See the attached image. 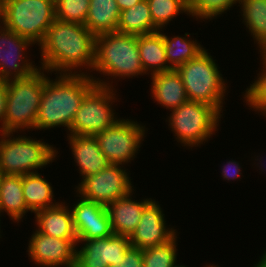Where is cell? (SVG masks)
Listing matches in <instances>:
<instances>
[{
	"label": "cell",
	"mask_w": 266,
	"mask_h": 267,
	"mask_svg": "<svg viewBox=\"0 0 266 267\" xmlns=\"http://www.w3.org/2000/svg\"><path fill=\"white\" fill-rule=\"evenodd\" d=\"M67 138L82 179L100 172L110 164L100 150L95 136L68 135Z\"/></svg>",
	"instance_id": "cell-18"
},
{
	"label": "cell",
	"mask_w": 266,
	"mask_h": 267,
	"mask_svg": "<svg viewBox=\"0 0 266 267\" xmlns=\"http://www.w3.org/2000/svg\"><path fill=\"white\" fill-rule=\"evenodd\" d=\"M90 76L96 84L85 94L67 135L95 136L120 119L112 108V103L117 99L113 82H106L92 74Z\"/></svg>",
	"instance_id": "cell-7"
},
{
	"label": "cell",
	"mask_w": 266,
	"mask_h": 267,
	"mask_svg": "<svg viewBox=\"0 0 266 267\" xmlns=\"http://www.w3.org/2000/svg\"><path fill=\"white\" fill-rule=\"evenodd\" d=\"M222 176L225 180H239V177L241 176V166L239 165V162H236L235 160L228 161L226 166H222ZM232 170L231 172H229Z\"/></svg>",
	"instance_id": "cell-34"
},
{
	"label": "cell",
	"mask_w": 266,
	"mask_h": 267,
	"mask_svg": "<svg viewBox=\"0 0 266 267\" xmlns=\"http://www.w3.org/2000/svg\"><path fill=\"white\" fill-rule=\"evenodd\" d=\"M110 267H144L143 250L130 246L125 256Z\"/></svg>",
	"instance_id": "cell-33"
},
{
	"label": "cell",
	"mask_w": 266,
	"mask_h": 267,
	"mask_svg": "<svg viewBox=\"0 0 266 267\" xmlns=\"http://www.w3.org/2000/svg\"><path fill=\"white\" fill-rule=\"evenodd\" d=\"M4 174L2 173L1 169H0V185H1V180L3 178Z\"/></svg>",
	"instance_id": "cell-42"
},
{
	"label": "cell",
	"mask_w": 266,
	"mask_h": 267,
	"mask_svg": "<svg viewBox=\"0 0 266 267\" xmlns=\"http://www.w3.org/2000/svg\"><path fill=\"white\" fill-rule=\"evenodd\" d=\"M173 267H187V266H185V265H179V264L177 265L176 262H175L174 265H173Z\"/></svg>",
	"instance_id": "cell-40"
},
{
	"label": "cell",
	"mask_w": 266,
	"mask_h": 267,
	"mask_svg": "<svg viewBox=\"0 0 266 267\" xmlns=\"http://www.w3.org/2000/svg\"><path fill=\"white\" fill-rule=\"evenodd\" d=\"M72 207L73 225L78 240H93L114 234L105 205L81 197Z\"/></svg>",
	"instance_id": "cell-15"
},
{
	"label": "cell",
	"mask_w": 266,
	"mask_h": 267,
	"mask_svg": "<svg viewBox=\"0 0 266 267\" xmlns=\"http://www.w3.org/2000/svg\"><path fill=\"white\" fill-rule=\"evenodd\" d=\"M54 80L45 74L35 129L64 126L70 132V126L85 94L96 82L88 74H57Z\"/></svg>",
	"instance_id": "cell-2"
},
{
	"label": "cell",
	"mask_w": 266,
	"mask_h": 267,
	"mask_svg": "<svg viewBox=\"0 0 266 267\" xmlns=\"http://www.w3.org/2000/svg\"><path fill=\"white\" fill-rule=\"evenodd\" d=\"M31 45L33 43L28 38L19 36L3 25L0 27V79L26 78L40 69L25 55Z\"/></svg>",
	"instance_id": "cell-12"
},
{
	"label": "cell",
	"mask_w": 266,
	"mask_h": 267,
	"mask_svg": "<svg viewBox=\"0 0 266 267\" xmlns=\"http://www.w3.org/2000/svg\"><path fill=\"white\" fill-rule=\"evenodd\" d=\"M145 131V126L137 121L121 118L95 138L110 164L125 165L134 160L144 141Z\"/></svg>",
	"instance_id": "cell-10"
},
{
	"label": "cell",
	"mask_w": 266,
	"mask_h": 267,
	"mask_svg": "<svg viewBox=\"0 0 266 267\" xmlns=\"http://www.w3.org/2000/svg\"><path fill=\"white\" fill-rule=\"evenodd\" d=\"M263 69L257 74V78L250 84L249 88L245 90L244 99L254 111L261 112L266 117V63L262 62Z\"/></svg>",
	"instance_id": "cell-32"
},
{
	"label": "cell",
	"mask_w": 266,
	"mask_h": 267,
	"mask_svg": "<svg viewBox=\"0 0 266 267\" xmlns=\"http://www.w3.org/2000/svg\"><path fill=\"white\" fill-rule=\"evenodd\" d=\"M142 0H116L120 11L126 10L139 3Z\"/></svg>",
	"instance_id": "cell-36"
},
{
	"label": "cell",
	"mask_w": 266,
	"mask_h": 267,
	"mask_svg": "<svg viewBox=\"0 0 266 267\" xmlns=\"http://www.w3.org/2000/svg\"><path fill=\"white\" fill-rule=\"evenodd\" d=\"M90 0H55V19L85 24Z\"/></svg>",
	"instance_id": "cell-30"
},
{
	"label": "cell",
	"mask_w": 266,
	"mask_h": 267,
	"mask_svg": "<svg viewBox=\"0 0 266 267\" xmlns=\"http://www.w3.org/2000/svg\"><path fill=\"white\" fill-rule=\"evenodd\" d=\"M159 202L152 200L143 210L141 219L129 237L131 246L146 249L170 241L176 229L166 226L163 210Z\"/></svg>",
	"instance_id": "cell-16"
},
{
	"label": "cell",
	"mask_w": 266,
	"mask_h": 267,
	"mask_svg": "<svg viewBox=\"0 0 266 267\" xmlns=\"http://www.w3.org/2000/svg\"><path fill=\"white\" fill-rule=\"evenodd\" d=\"M166 120L182 146L197 147L215 134L222 114L213 106L198 101L183 103L172 109ZM207 140V141H206ZM197 145V146H196Z\"/></svg>",
	"instance_id": "cell-9"
},
{
	"label": "cell",
	"mask_w": 266,
	"mask_h": 267,
	"mask_svg": "<svg viewBox=\"0 0 266 267\" xmlns=\"http://www.w3.org/2000/svg\"><path fill=\"white\" fill-rule=\"evenodd\" d=\"M35 230L27 251L32 262L42 267H75L78 239L56 238Z\"/></svg>",
	"instance_id": "cell-13"
},
{
	"label": "cell",
	"mask_w": 266,
	"mask_h": 267,
	"mask_svg": "<svg viewBox=\"0 0 266 267\" xmlns=\"http://www.w3.org/2000/svg\"><path fill=\"white\" fill-rule=\"evenodd\" d=\"M22 187L27 208L34 214L59 203L54 204L53 188L38 172L22 175Z\"/></svg>",
	"instance_id": "cell-24"
},
{
	"label": "cell",
	"mask_w": 266,
	"mask_h": 267,
	"mask_svg": "<svg viewBox=\"0 0 266 267\" xmlns=\"http://www.w3.org/2000/svg\"><path fill=\"white\" fill-rule=\"evenodd\" d=\"M112 78L144 75L138 36L110 32L95 37V61L92 71Z\"/></svg>",
	"instance_id": "cell-3"
},
{
	"label": "cell",
	"mask_w": 266,
	"mask_h": 267,
	"mask_svg": "<svg viewBox=\"0 0 266 267\" xmlns=\"http://www.w3.org/2000/svg\"><path fill=\"white\" fill-rule=\"evenodd\" d=\"M254 267H264L261 263L258 262V264H254Z\"/></svg>",
	"instance_id": "cell-43"
},
{
	"label": "cell",
	"mask_w": 266,
	"mask_h": 267,
	"mask_svg": "<svg viewBox=\"0 0 266 267\" xmlns=\"http://www.w3.org/2000/svg\"><path fill=\"white\" fill-rule=\"evenodd\" d=\"M55 20L54 0L3 1V26L19 36L40 44Z\"/></svg>",
	"instance_id": "cell-8"
},
{
	"label": "cell",
	"mask_w": 266,
	"mask_h": 267,
	"mask_svg": "<svg viewBox=\"0 0 266 267\" xmlns=\"http://www.w3.org/2000/svg\"><path fill=\"white\" fill-rule=\"evenodd\" d=\"M260 160H261V158H260ZM260 160H259V164H260L261 161H262V160H261V161H260ZM264 163H265V161H264ZM264 163H263V164H264ZM263 164H262V163L260 164V166H262L261 169L263 168L262 171L264 170V167H265ZM265 170H266V169H265Z\"/></svg>",
	"instance_id": "cell-41"
},
{
	"label": "cell",
	"mask_w": 266,
	"mask_h": 267,
	"mask_svg": "<svg viewBox=\"0 0 266 267\" xmlns=\"http://www.w3.org/2000/svg\"><path fill=\"white\" fill-rule=\"evenodd\" d=\"M239 2L240 0H188L189 16L213 20Z\"/></svg>",
	"instance_id": "cell-31"
},
{
	"label": "cell",
	"mask_w": 266,
	"mask_h": 267,
	"mask_svg": "<svg viewBox=\"0 0 266 267\" xmlns=\"http://www.w3.org/2000/svg\"><path fill=\"white\" fill-rule=\"evenodd\" d=\"M132 195L133 191L106 206L115 235L130 237L138 226L144 208L152 201L151 198H146L137 202L131 200Z\"/></svg>",
	"instance_id": "cell-17"
},
{
	"label": "cell",
	"mask_w": 266,
	"mask_h": 267,
	"mask_svg": "<svg viewBox=\"0 0 266 267\" xmlns=\"http://www.w3.org/2000/svg\"><path fill=\"white\" fill-rule=\"evenodd\" d=\"M59 202L56 206L37 211V230L49 236L62 239H78L71 209L65 206V202Z\"/></svg>",
	"instance_id": "cell-19"
},
{
	"label": "cell",
	"mask_w": 266,
	"mask_h": 267,
	"mask_svg": "<svg viewBox=\"0 0 266 267\" xmlns=\"http://www.w3.org/2000/svg\"><path fill=\"white\" fill-rule=\"evenodd\" d=\"M260 51V56H262V62L266 63V43L264 45H262L259 49Z\"/></svg>",
	"instance_id": "cell-37"
},
{
	"label": "cell",
	"mask_w": 266,
	"mask_h": 267,
	"mask_svg": "<svg viewBox=\"0 0 266 267\" xmlns=\"http://www.w3.org/2000/svg\"><path fill=\"white\" fill-rule=\"evenodd\" d=\"M206 267H217V266H215V265H214V266H213V265H208V266H206ZM218 267H219V266H218Z\"/></svg>",
	"instance_id": "cell-44"
},
{
	"label": "cell",
	"mask_w": 266,
	"mask_h": 267,
	"mask_svg": "<svg viewBox=\"0 0 266 267\" xmlns=\"http://www.w3.org/2000/svg\"><path fill=\"white\" fill-rule=\"evenodd\" d=\"M38 46L41 50L40 69L56 72L54 74L90 75L87 70L82 72L81 67H84L92 72L95 36L82 24L55 19ZM76 69H80L79 72Z\"/></svg>",
	"instance_id": "cell-1"
},
{
	"label": "cell",
	"mask_w": 266,
	"mask_h": 267,
	"mask_svg": "<svg viewBox=\"0 0 266 267\" xmlns=\"http://www.w3.org/2000/svg\"><path fill=\"white\" fill-rule=\"evenodd\" d=\"M265 253L263 254V256H261L260 261H258L259 263H261L264 267H266V251H264Z\"/></svg>",
	"instance_id": "cell-39"
},
{
	"label": "cell",
	"mask_w": 266,
	"mask_h": 267,
	"mask_svg": "<svg viewBox=\"0 0 266 267\" xmlns=\"http://www.w3.org/2000/svg\"><path fill=\"white\" fill-rule=\"evenodd\" d=\"M147 3L153 24L158 30L164 29L179 13L189 15L188 0H147Z\"/></svg>",
	"instance_id": "cell-28"
},
{
	"label": "cell",
	"mask_w": 266,
	"mask_h": 267,
	"mask_svg": "<svg viewBox=\"0 0 266 267\" xmlns=\"http://www.w3.org/2000/svg\"><path fill=\"white\" fill-rule=\"evenodd\" d=\"M162 30L138 36V48L145 74L173 70L167 63ZM150 71V72H149Z\"/></svg>",
	"instance_id": "cell-21"
},
{
	"label": "cell",
	"mask_w": 266,
	"mask_h": 267,
	"mask_svg": "<svg viewBox=\"0 0 266 267\" xmlns=\"http://www.w3.org/2000/svg\"><path fill=\"white\" fill-rule=\"evenodd\" d=\"M0 27H2L1 25H3V1L0 0Z\"/></svg>",
	"instance_id": "cell-38"
},
{
	"label": "cell",
	"mask_w": 266,
	"mask_h": 267,
	"mask_svg": "<svg viewBox=\"0 0 266 267\" xmlns=\"http://www.w3.org/2000/svg\"><path fill=\"white\" fill-rule=\"evenodd\" d=\"M120 9L116 0H90L84 26L96 37L117 31Z\"/></svg>",
	"instance_id": "cell-22"
},
{
	"label": "cell",
	"mask_w": 266,
	"mask_h": 267,
	"mask_svg": "<svg viewBox=\"0 0 266 267\" xmlns=\"http://www.w3.org/2000/svg\"><path fill=\"white\" fill-rule=\"evenodd\" d=\"M80 243L83 245L76 248L75 267H110L123 258L131 246L129 237L115 234L93 240H78V245Z\"/></svg>",
	"instance_id": "cell-14"
},
{
	"label": "cell",
	"mask_w": 266,
	"mask_h": 267,
	"mask_svg": "<svg viewBox=\"0 0 266 267\" xmlns=\"http://www.w3.org/2000/svg\"><path fill=\"white\" fill-rule=\"evenodd\" d=\"M185 37L173 36L168 37L163 33L164 46L166 52V60L168 65L176 70L179 66L187 63L193 58H196L205 50L196 40H191L190 34L185 33Z\"/></svg>",
	"instance_id": "cell-26"
},
{
	"label": "cell",
	"mask_w": 266,
	"mask_h": 267,
	"mask_svg": "<svg viewBox=\"0 0 266 267\" xmlns=\"http://www.w3.org/2000/svg\"><path fill=\"white\" fill-rule=\"evenodd\" d=\"M207 51L204 50L176 70L182 77L188 100L207 103L223 113L226 83L216 60Z\"/></svg>",
	"instance_id": "cell-5"
},
{
	"label": "cell",
	"mask_w": 266,
	"mask_h": 267,
	"mask_svg": "<svg viewBox=\"0 0 266 267\" xmlns=\"http://www.w3.org/2000/svg\"><path fill=\"white\" fill-rule=\"evenodd\" d=\"M7 100V80L0 79V134L4 132V116Z\"/></svg>",
	"instance_id": "cell-35"
},
{
	"label": "cell",
	"mask_w": 266,
	"mask_h": 267,
	"mask_svg": "<svg viewBox=\"0 0 266 267\" xmlns=\"http://www.w3.org/2000/svg\"><path fill=\"white\" fill-rule=\"evenodd\" d=\"M157 31L159 30L153 24L147 0L121 11L117 32L139 36Z\"/></svg>",
	"instance_id": "cell-25"
},
{
	"label": "cell",
	"mask_w": 266,
	"mask_h": 267,
	"mask_svg": "<svg viewBox=\"0 0 266 267\" xmlns=\"http://www.w3.org/2000/svg\"><path fill=\"white\" fill-rule=\"evenodd\" d=\"M243 22L258 47L266 43V0H240Z\"/></svg>",
	"instance_id": "cell-27"
},
{
	"label": "cell",
	"mask_w": 266,
	"mask_h": 267,
	"mask_svg": "<svg viewBox=\"0 0 266 267\" xmlns=\"http://www.w3.org/2000/svg\"><path fill=\"white\" fill-rule=\"evenodd\" d=\"M177 235L170 241L143 249L144 267H173L177 256Z\"/></svg>",
	"instance_id": "cell-29"
},
{
	"label": "cell",
	"mask_w": 266,
	"mask_h": 267,
	"mask_svg": "<svg viewBox=\"0 0 266 267\" xmlns=\"http://www.w3.org/2000/svg\"><path fill=\"white\" fill-rule=\"evenodd\" d=\"M44 72L48 73L39 69L26 78L7 80L4 132L18 133L35 129L45 84Z\"/></svg>",
	"instance_id": "cell-4"
},
{
	"label": "cell",
	"mask_w": 266,
	"mask_h": 267,
	"mask_svg": "<svg viewBox=\"0 0 266 267\" xmlns=\"http://www.w3.org/2000/svg\"><path fill=\"white\" fill-rule=\"evenodd\" d=\"M28 211L22 175H4L0 185V214L6 212L13 222H19Z\"/></svg>",
	"instance_id": "cell-23"
},
{
	"label": "cell",
	"mask_w": 266,
	"mask_h": 267,
	"mask_svg": "<svg viewBox=\"0 0 266 267\" xmlns=\"http://www.w3.org/2000/svg\"><path fill=\"white\" fill-rule=\"evenodd\" d=\"M0 136V169L4 175L37 173L36 169L52 163L58 153L52 145L30 136L15 137L12 132Z\"/></svg>",
	"instance_id": "cell-6"
},
{
	"label": "cell",
	"mask_w": 266,
	"mask_h": 267,
	"mask_svg": "<svg viewBox=\"0 0 266 267\" xmlns=\"http://www.w3.org/2000/svg\"><path fill=\"white\" fill-rule=\"evenodd\" d=\"M123 168V165L109 164L100 172L81 179L75 187L76 192L81 195L79 197L107 206L134 190L128 172Z\"/></svg>",
	"instance_id": "cell-11"
},
{
	"label": "cell",
	"mask_w": 266,
	"mask_h": 267,
	"mask_svg": "<svg viewBox=\"0 0 266 267\" xmlns=\"http://www.w3.org/2000/svg\"><path fill=\"white\" fill-rule=\"evenodd\" d=\"M151 76V97L157 104L171 111L188 101L182 77L177 70Z\"/></svg>",
	"instance_id": "cell-20"
}]
</instances>
